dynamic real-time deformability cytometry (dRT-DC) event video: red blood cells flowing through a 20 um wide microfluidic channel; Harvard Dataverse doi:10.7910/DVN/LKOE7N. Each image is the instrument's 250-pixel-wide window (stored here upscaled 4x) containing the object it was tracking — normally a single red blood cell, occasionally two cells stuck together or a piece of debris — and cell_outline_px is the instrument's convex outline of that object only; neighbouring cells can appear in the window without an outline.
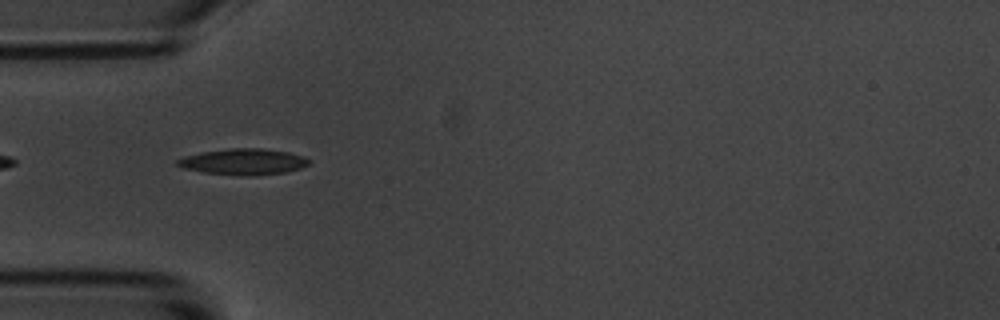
{"species": "common noctule bat (a hibernating species)", "species_latin": "Nyctalus noctula", "temperature_condition": "room temperature", "stored_images_in_passage": 5, "camera_frame_rate_fps": 3000, "um_per_image_px": 0.085, "animal": {"sex": "male", "body_mass_g": 20.1, "forearm_length_mm": 53.5}, "frame": {"image": 1, "passage_image": 4, "time_ms": 4.667, "image_size_px": [1000, 320], "cell_outline_px": [[312, 160], [308, 164], [300, 168], [284, 172], [252, 176], [244, 176], [204, 172], [184, 168], [176, 164], [176, 160], [184, 156], [200, 152], [228, 148], [260, 148], [288, 152], [304, 156]], "centroid_in_image_um": [20.69, 13.74], "position_along_channel_um": 64.3, "area_um2": 20.0}}